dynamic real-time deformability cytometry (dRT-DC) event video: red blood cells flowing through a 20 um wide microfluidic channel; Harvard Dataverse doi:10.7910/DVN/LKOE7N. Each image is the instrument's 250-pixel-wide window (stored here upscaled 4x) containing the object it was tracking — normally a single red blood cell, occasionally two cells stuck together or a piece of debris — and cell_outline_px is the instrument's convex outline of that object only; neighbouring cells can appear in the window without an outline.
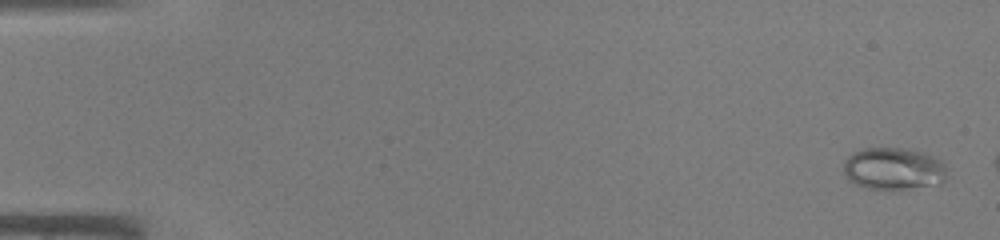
{"species": "common noctule bat (a hibernating species)", "species_latin": "Nyctalus noctula", "temperature_condition": "warm", "stored_images_in_passage": 7, "camera_frame_rate_fps": 3000, "um_per_image_px": 0.085, "animal": {"sex": "male", "body_mass_g": 19.0, "forearm_length_mm": 50.8}, "frame": {"image": 1, "passage_image": 2, "time_ms": 0.333, "image_size_px": [1000, 240], "cell_outline_px": [[944, 180], [940, 184], [892, 192], [868, 188], [856, 184], [848, 180], [844, 172], [844, 160], [852, 152], [864, 148], [900, 148], [924, 152], [940, 160], [944, 168]], "centroid_in_image_um": [75.91, 14.37], "position_along_channel_um": 9.1, "area_um2": 25.84}}